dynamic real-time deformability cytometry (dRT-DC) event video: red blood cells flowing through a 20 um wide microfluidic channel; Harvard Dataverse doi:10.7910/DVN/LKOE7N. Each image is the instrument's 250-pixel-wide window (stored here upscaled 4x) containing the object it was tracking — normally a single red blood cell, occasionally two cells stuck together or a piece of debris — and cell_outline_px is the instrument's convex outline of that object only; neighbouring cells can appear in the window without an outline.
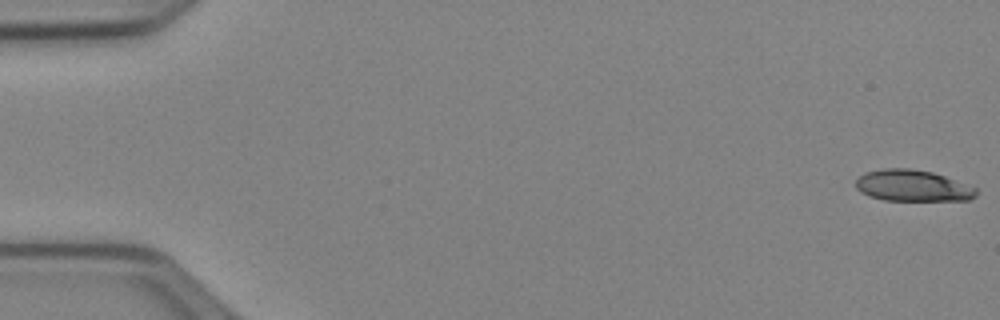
{"species": "Egyptian fruit bat (a non-hibernating species)", "species_latin": "Rousettus aegyptiacus", "temperature_condition": "cold", "stored_images_in_passage": 52, "camera_frame_rate_fps": 3000, "um_per_image_px": 0.085, "animal": {"sex": "female"}, "frame": {"image": 1, "passage_image": 1, "time_ms": 0.0, "image_size_px": [1000, 320], "cell_outline_px": [[976, 196], [968, 200], [884, 200], [868, 196], [860, 192], [856, 188], [856, 180], [864, 172], [884, 168], [908, 168], [932, 172], [944, 176], [976, 188]], "centroid_in_image_um": [77.52, 15.78], "position_along_channel_um": 7.5, "area_um2": 21.91}}
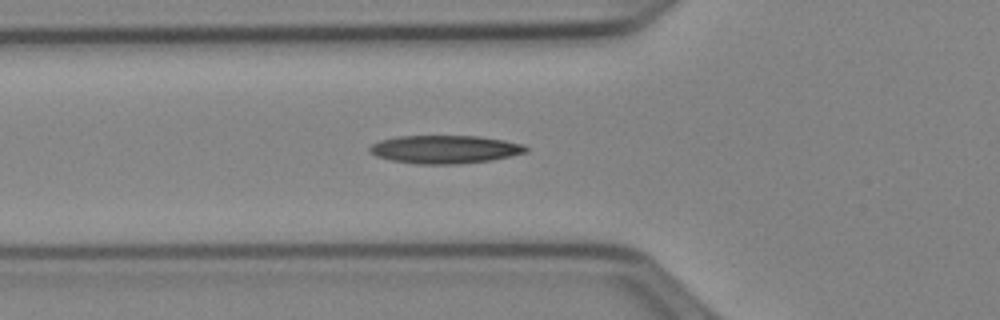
{"frame": {"image": 2, "passage_image": 19, "time_ms": 6.0, "image_size_px": [1000, 320], "cell_outline_px": [[528, 152], [512, 156], [492, 160], [456, 164], [416, 164], [392, 160], [376, 156], [368, 152], [368, 148], [372, 144], [380, 140], [396, 136], [480, 136], [504, 140], [524, 144], [528, 148]], "centroid_in_image_um": [37.82, 12.69], "position_along_channel_um": 88.0, "area_um2": 25.84}}
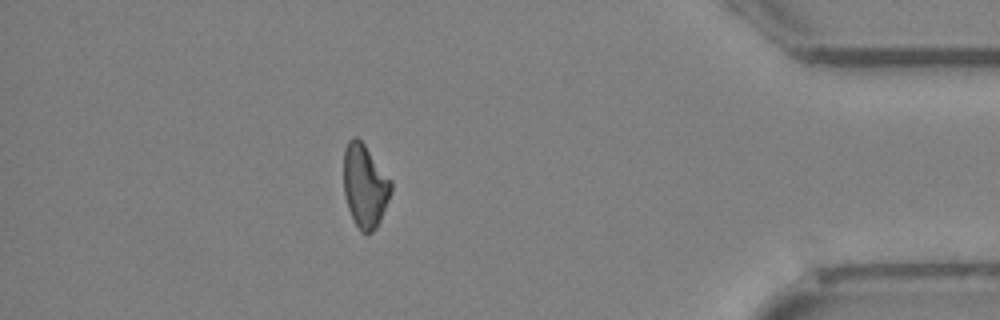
{"frame": {"image": 3, "passage_image": 46, "time_ms": 15.0, "image_size_px": [1000, 320], "cell_outline_px": [[392, 188], [388, 200], [380, 220], [376, 228], [368, 236], [360, 232], [348, 208], [344, 196], [344, 148], [348, 140], [352, 136], [356, 136], [364, 144], [392, 180]], "centroid_in_image_um": [31.01, 15.8], "position_along_channel_um": 404.2, "area_um2": 23.12}}